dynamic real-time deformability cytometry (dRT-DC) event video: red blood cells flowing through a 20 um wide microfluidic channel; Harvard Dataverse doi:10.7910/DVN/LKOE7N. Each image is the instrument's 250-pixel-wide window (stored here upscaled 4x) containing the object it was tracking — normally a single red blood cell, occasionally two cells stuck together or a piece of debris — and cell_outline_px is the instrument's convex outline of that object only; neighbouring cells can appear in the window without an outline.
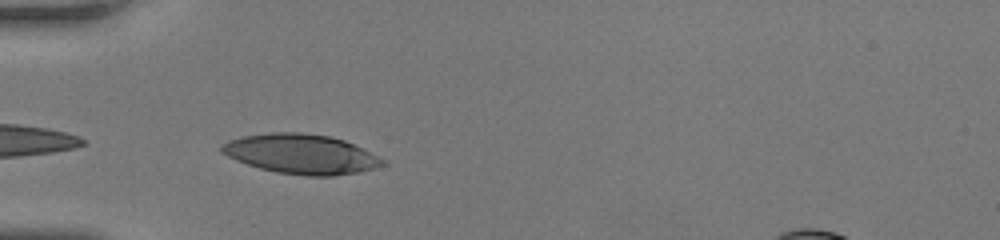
{"species": "human", "species_latin": "Homo sapiens", "temperature_condition": "room temperature", "stored_images_in_passage": 4, "camera_frame_rate_fps": 3000, "um_per_image_px": 0.085, "donor": {"sex": "female"}, "frame": {"image": 1, "passage_image": 1, "time_ms": 0.0, "image_size_px": [1000, 240], "cell_outline_px": [[388, 164], [376, 168], [360, 172], [332, 176], [308, 176], [276, 172], [260, 168], [236, 160], [220, 152], [220, 144], [228, 140], [244, 136], [268, 132], [300, 132], [332, 136], [344, 140], [388, 160]], "centroid_in_image_um": [25.63, 13.09], "position_along_channel_um": 59.4, "area_um2": 37.57}}